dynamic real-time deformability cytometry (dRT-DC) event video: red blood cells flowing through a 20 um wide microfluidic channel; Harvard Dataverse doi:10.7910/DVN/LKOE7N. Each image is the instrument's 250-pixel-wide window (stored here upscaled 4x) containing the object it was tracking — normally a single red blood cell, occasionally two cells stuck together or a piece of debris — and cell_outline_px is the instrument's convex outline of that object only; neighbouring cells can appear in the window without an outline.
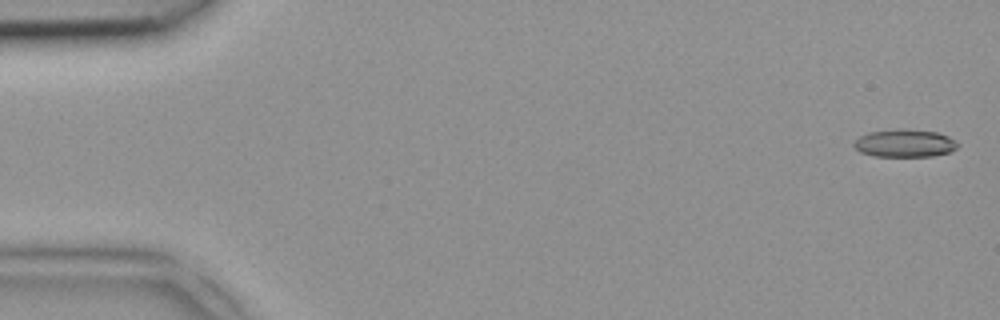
{"species": "common noctule bat (a hibernating species)", "species_latin": "Nyctalus noctula", "temperature_condition": "room temperature", "stored_images_in_passage": 46, "camera_frame_rate_fps": 3000, "um_per_image_px": 0.085, "animal": {"sex": "female", "body_mass_g": 18.4}, "frame": {"image": 1, "passage_image": 1, "time_ms": 0.0, "image_size_px": [1000, 320], "cell_outline_px": [[960, 144], [956, 148], [948, 152], [932, 156], [872, 156], [860, 152], [852, 144], [860, 136], [868, 132], [900, 128], [904, 128], [936, 132], [948, 136], [956, 140]], "centroid_in_image_um": [76.9, 12.16], "position_along_channel_um": 8.1, "area_um2": 16.88}}
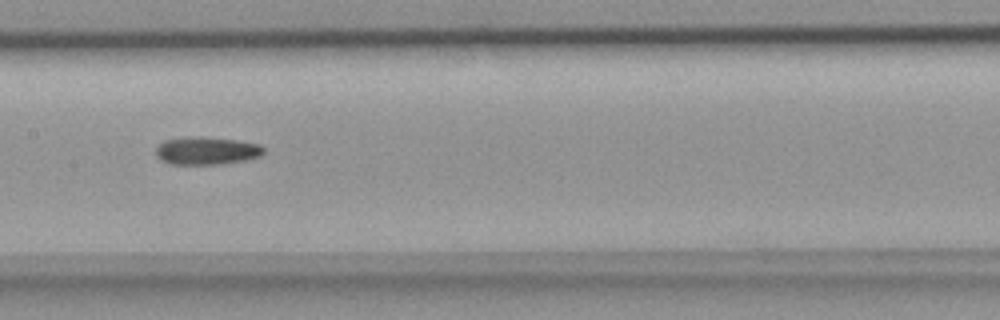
{"frame": {"image": 2, "passage_image": 23, "time_ms": 7.333, "image_size_px": [1000, 320], "cell_outline_px": [[264, 152], [260, 156], [244, 160], [220, 164], [168, 164], [160, 160], [156, 156], [156, 148], [164, 140], [200, 136], [236, 140], [260, 144], [264, 148]], "centroid_in_image_um": [17.55, 12.82], "position_along_channel_um": 189.9, "area_um2": 17.4}}
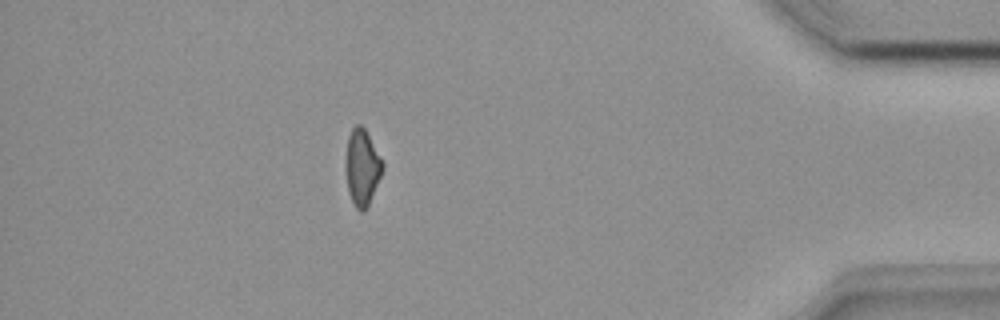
{"frame": {"image": 3, "passage_image": 41, "time_ms": 13.333, "image_size_px": [1000, 320], "cell_outline_px": [[384, 168], [368, 204], [360, 212], [356, 208], [348, 192], [344, 168], [344, 160], [348, 136], [352, 128], [356, 124], [360, 124], [364, 128], [384, 164]], "centroid_in_image_um": [30.73, 14.19], "position_along_channel_um": 404.5, "area_um2": 16.3}}